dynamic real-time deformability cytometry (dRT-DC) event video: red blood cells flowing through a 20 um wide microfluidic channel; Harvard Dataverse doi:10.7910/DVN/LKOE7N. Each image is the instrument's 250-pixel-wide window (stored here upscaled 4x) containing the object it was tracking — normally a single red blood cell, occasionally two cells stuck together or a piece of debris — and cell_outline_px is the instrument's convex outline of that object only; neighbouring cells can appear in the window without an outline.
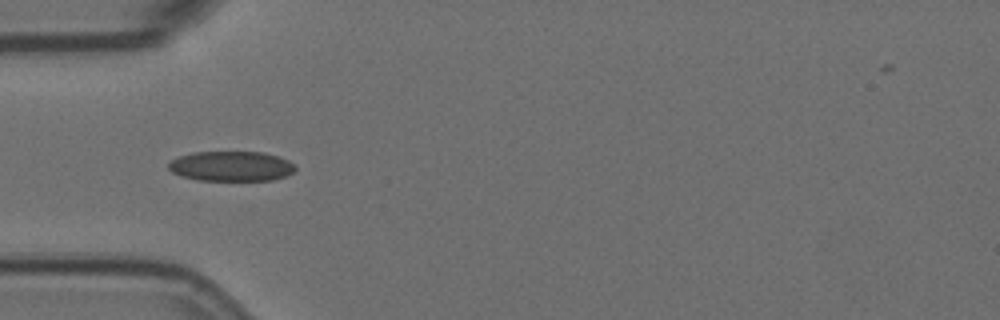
{"species": "Egyptian fruit bat (a non-hibernating species)", "species_latin": "Rousettus aegyptiacus", "temperature_condition": "room temperature", "stored_images_in_passage": 2, "camera_frame_rate_fps": 3000, "um_per_image_px": 0.085, "animal": {"sex": "female"}, "frame": {"image": 1, "passage_image": 1, "time_ms": 0.0, "image_size_px": [1000, 320], "cell_outline_px": [[296, 172], [272, 180], [196, 180], [180, 176], [172, 172], [168, 168], [168, 164], [176, 156], [196, 152], [264, 152], [288, 160], [296, 164]], "centroid_in_image_um": [19.66, 14.13], "position_along_channel_um": 65.3, "area_um2": 22.31}}
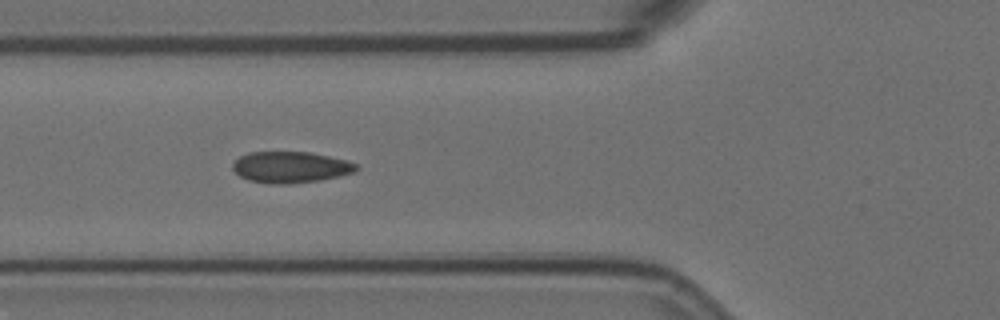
{"frame": {"image": 2, "passage_image": 2, "time_ms": 0.333, "image_size_px": [1000, 320], "cell_outline_px": [[360, 168], [356, 172], [320, 180], [288, 184], [268, 184], [248, 180], [240, 176], [232, 168], [232, 164], [240, 156], [248, 152], [308, 152], [348, 160], [356, 164]], "centroid_in_image_um": [24.7, 14.21], "position_along_channel_um": 101.1, "area_um2": 22.6}}